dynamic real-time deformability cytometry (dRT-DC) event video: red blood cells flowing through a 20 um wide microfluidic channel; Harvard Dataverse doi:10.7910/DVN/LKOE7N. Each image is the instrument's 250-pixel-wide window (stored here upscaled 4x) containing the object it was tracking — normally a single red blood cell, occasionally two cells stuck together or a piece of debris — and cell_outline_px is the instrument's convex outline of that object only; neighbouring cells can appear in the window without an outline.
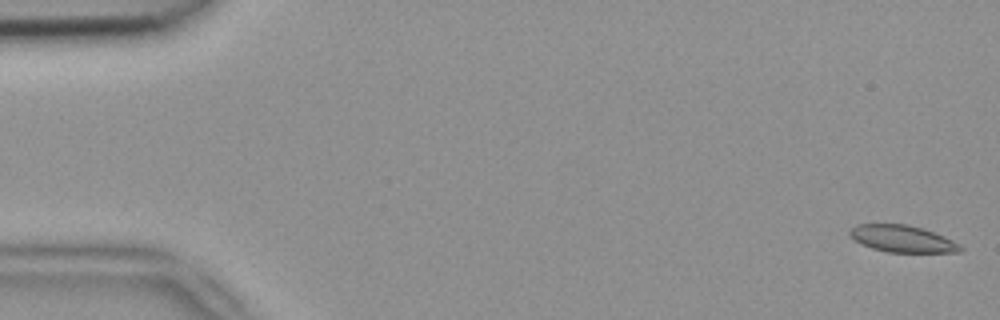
{"species": "common noctule bat (a hibernating species)", "species_latin": "Nyctalus noctula", "temperature_condition": "room temperature", "stored_images_in_passage": 51, "camera_frame_rate_fps": 3000, "um_per_image_px": 0.085, "animal": {"sex": "female", "body_mass_g": 18.4}, "frame": {"image": 1, "passage_image": 1, "time_ms": 0.0, "image_size_px": [1000, 320], "cell_outline_px": [[964, 248], [960, 252], [888, 252], [872, 248], [856, 240], [848, 232], [856, 224], [904, 224], [920, 228], [944, 236], [960, 244]], "centroid_in_image_um": [76.73, 20.3], "position_along_channel_um": 8.3, "area_um2": 16.99}}
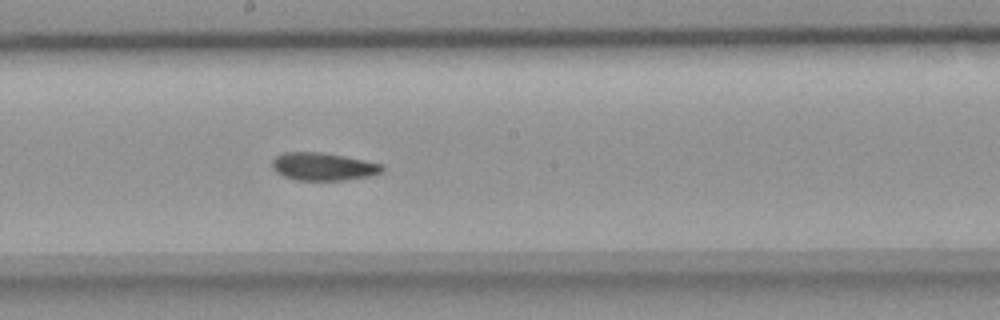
{"frame": {"image": 2, "passage_image": 28, "time_ms": 9.0, "image_size_px": [1000, 320], "cell_outline_px": [[384, 168], [380, 172], [372, 176], [344, 180], [296, 180], [284, 176], [276, 172], [272, 168], [272, 160], [276, 156], [284, 152], [320, 152], [344, 156], [364, 160], [380, 164]], "centroid_in_image_um": [27.44, 14.16], "position_along_channel_um": 220.8, "area_um2": 17.74}}
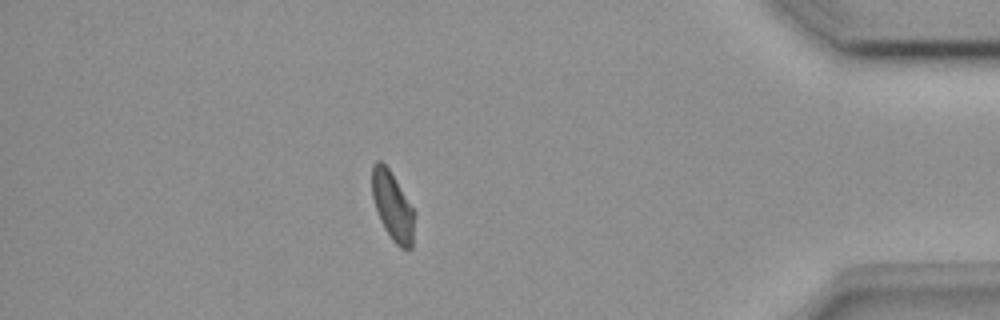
{"frame": {"image": 3, "passage_image": 45, "time_ms": 14.667, "image_size_px": [1000, 320], "cell_outline_px": [[416, 212], [412, 248], [400, 248], [392, 240], [384, 228], [380, 220], [372, 196], [372, 164], [376, 160], [380, 160], [388, 168]], "centroid_in_image_um": [33.39, 17.54], "position_along_channel_um": 401.8, "area_um2": 17.05}, "authors_computed_cell_mechanics": {"area_um2": 17.8602, "velocity_mm_per_s": 3.9237, "shape_relaxation_time_tau1_ms": null, "shape_relaxation_time_tau2_ms": 2.7153, "deformation_change_tau1": null, "deformation_change_tau2": 0.0761}}